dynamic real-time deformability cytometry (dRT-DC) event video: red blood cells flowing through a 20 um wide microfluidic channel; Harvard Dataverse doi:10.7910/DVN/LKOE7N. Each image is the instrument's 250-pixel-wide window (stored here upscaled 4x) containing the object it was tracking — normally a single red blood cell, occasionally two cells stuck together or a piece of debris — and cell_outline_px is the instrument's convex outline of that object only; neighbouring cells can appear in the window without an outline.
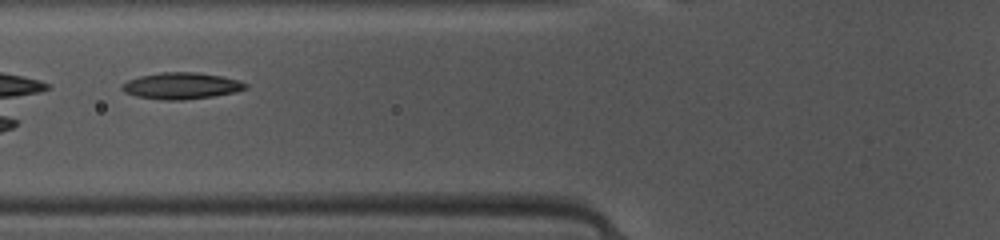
{"species": "common noctule bat (a hibernating species)", "species_latin": "Nyctalus noctula", "temperature_condition": "warm", "stored_images_in_passage": 47, "camera_frame_rate_fps": 3000, "um_per_image_px": 0.085, "animal": {"sex": "female", "body_mass_g": 10.0, "forearm_length_mm": 53.1}, "frame": {"image": 1, "passage_image": 19, "time_ms": 6.0, "image_size_px": [1000, 240], "cell_outline_px": [[248, 88], [236, 92], [212, 96], [184, 100], [164, 100], [136, 96], [124, 92], [120, 88], [120, 84], [128, 80], [140, 76], [160, 72], [192, 72], [220, 76], [240, 80], [248, 84]], "centroid_in_image_um": [15.4, 7.3], "position_along_channel_um": 110.4, "area_um2": 19.13}}
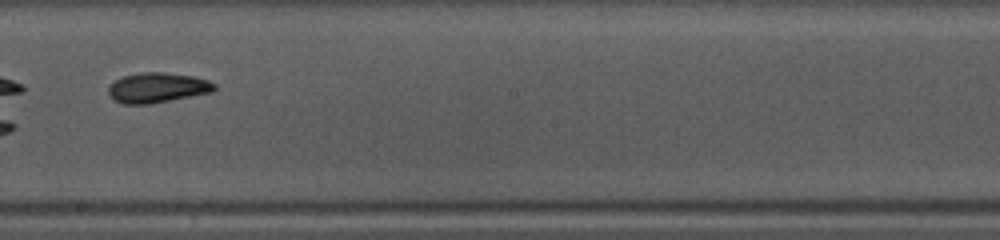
{"frame": {"image": 2, "passage_image": 28, "time_ms": 9.0, "image_size_px": [1000, 240], "cell_outline_px": [[216, 88], [212, 92], [148, 104], [124, 104], [112, 100], [108, 96], [108, 84], [124, 76], [140, 72], [164, 72], [192, 76], [208, 80], [216, 84]], "centroid_in_image_um": [13.33, 7.45], "position_along_channel_um": 234.9, "area_um2": 18.61}}
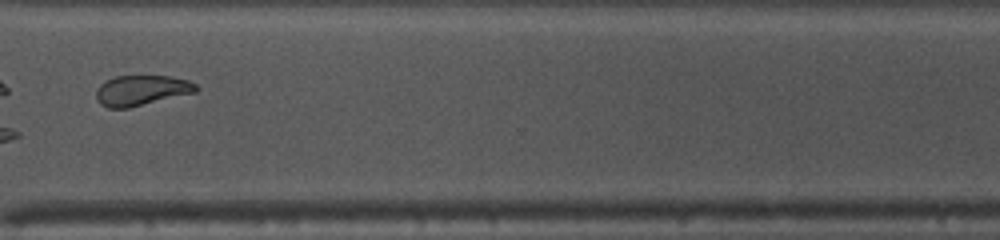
{"frame": {"image": 3, "passage_image": 37, "time_ms": 12.0, "image_size_px": [1000, 240], "cell_outline_px": [[200, 88], [196, 92], [128, 108], [108, 108], [100, 104], [96, 100], [96, 88], [100, 84], [116, 76], [172, 76], [188, 80], [196, 84]], "centroid_in_image_um": [12.03, 7.68], "position_along_channel_um": 358.6, "area_um2": 17.69}, "authors_computed_cell_mechanics": {"area_um2": 19.9988, "velocity_mm_per_s": 4.134, "shape_relaxation_time_tau1_ms": 2.4581, "shape_relaxation_time_tau2_ms": 4.4905, "deformation_change_tau1": 0.1291, "deformation_change_tau2": 0.1123}}